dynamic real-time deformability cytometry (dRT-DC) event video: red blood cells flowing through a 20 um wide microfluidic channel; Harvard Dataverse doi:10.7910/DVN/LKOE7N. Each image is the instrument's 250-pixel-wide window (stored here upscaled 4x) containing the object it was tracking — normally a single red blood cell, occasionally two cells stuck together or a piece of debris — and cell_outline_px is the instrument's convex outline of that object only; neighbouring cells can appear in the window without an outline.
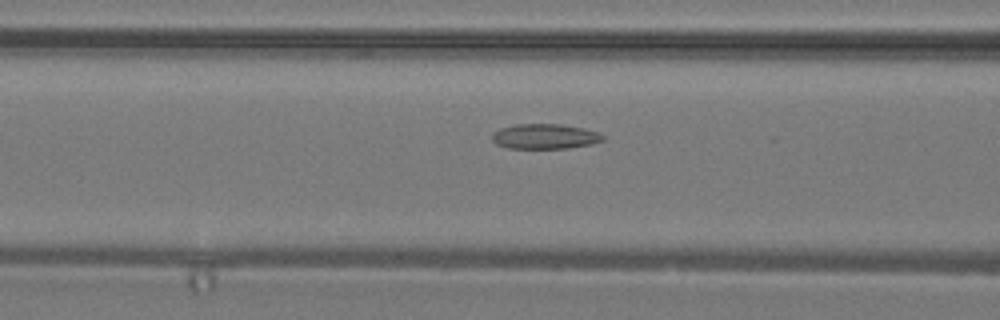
{"species": "common noctule bat (a hibernating species)", "species_latin": "Nyctalus noctula", "temperature_condition": "warm", "stored_images_in_passage": 24, "camera_frame_rate_fps": 3000, "um_per_image_px": 0.085, "animal": {"sex": "male", "body_mass_g": 19.2, "forearm_length_mm": 51.8}, "frame": {"image": 1, "passage_image": 10, "time_ms": 3.0, "image_size_px": [1000, 320], "cell_outline_px": [[604, 140], [592, 144], [568, 148], [508, 148], [496, 144], [492, 140], [492, 132], [500, 128], [516, 124], [560, 124], [584, 128], [596, 132], [604, 136]], "centroid_in_image_um": [46.29, 11.59], "position_along_channel_um": 120.3, "area_um2": 16.18}}
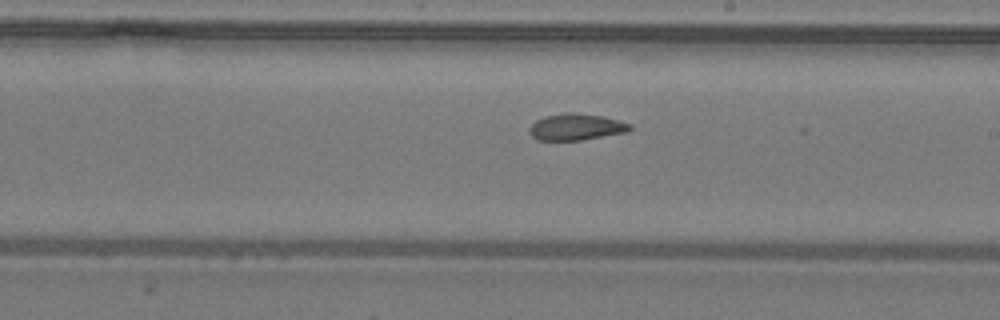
{"frame": {"image": 2, "passage_image": 17, "time_ms": 5.333, "image_size_px": [1000, 320], "cell_outline_px": [[632, 128], [628, 132], [580, 140], [536, 140], [528, 132], [528, 128], [536, 120], [544, 116], [568, 112], [576, 112], [604, 116], [632, 124]], "centroid_in_image_um": [48.97, 10.78], "position_along_channel_um": 240.0, "area_um2": 15.72}}
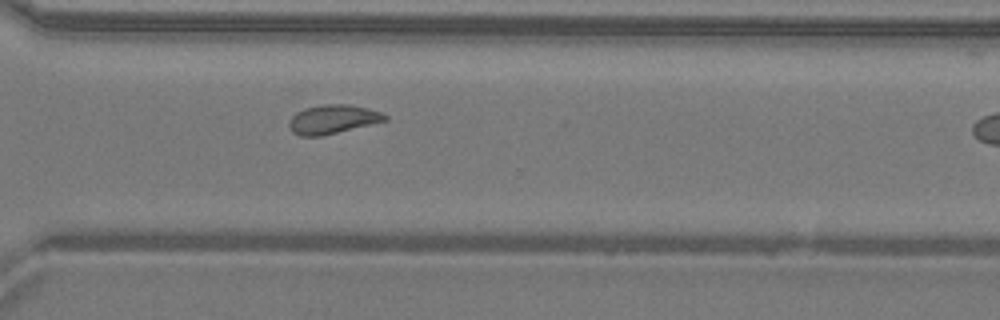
{"frame": {"image": 3, "passage_image": 23, "time_ms": 7.333, "image_size_px": [1000, 320], "cell_outline_px": [[388, 120], [320, 136], [300, 136], [292, 132], [288, 124], [292, 116], [296, 112], [304, 108], [324, 104], [348, 104], [368, 108], [380, 112], [388, 116]], "centroid_in_image_um": [28.27, 10.13], "position_along_channel_um": 342.3, "area_um2": 16.07}}